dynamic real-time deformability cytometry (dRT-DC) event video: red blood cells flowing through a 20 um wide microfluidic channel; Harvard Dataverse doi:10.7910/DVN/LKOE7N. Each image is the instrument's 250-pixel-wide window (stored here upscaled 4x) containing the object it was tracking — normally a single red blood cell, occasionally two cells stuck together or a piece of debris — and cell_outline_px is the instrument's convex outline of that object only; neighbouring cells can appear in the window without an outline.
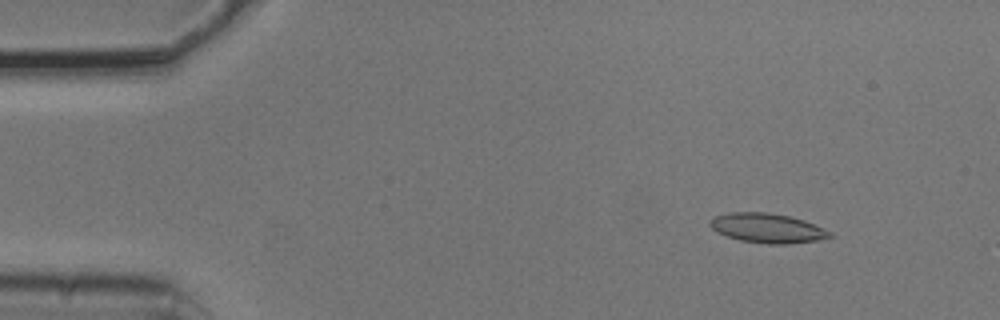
{"species": "common noctule bat (a hibernating species)", "species_latin": "Nyctalus noctula", "temperature_condition": "cold", "stored_images_in_passage": 7, "camera_frame_rate_fps": 3000, "um_per_image_px": 0.085, "animal": {"sex": "male", "body_mass_g": 20.5, "forearm_length_mm": 52.5}, "frame": {"image": 1, "passage_image": 2, "time_ms": 0.333, "image_size_px": [1000, 320], "cell_outline_px": [[836, 236], [816, 240], [788, 244], [768, 244], [740, 240], [716, 232], [708, 224], [708, 220], [716, 216], [732, 212], [768, 212], [788, 216], [804, 220], [832, 232]], "centroid_in_image_um": [65.22, 19.39], "position_along_channel_um": 19.8, "area_um2": 20.58}}
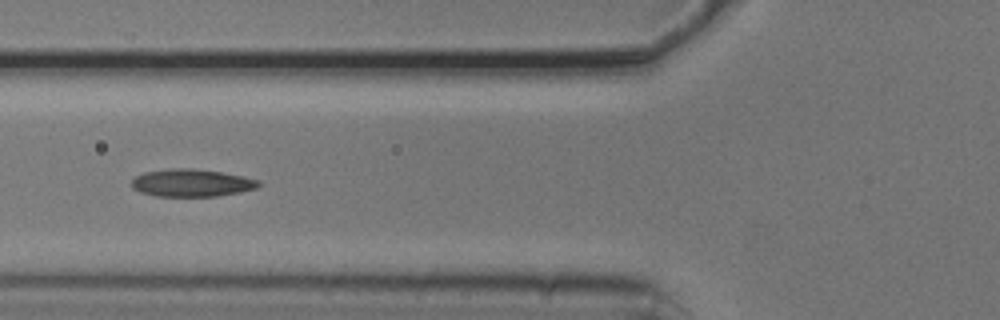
{"frame": {"image": 2, "passage_image": 6, "time_ms": 1.667, "image_size_px": [1000, 320], "cell_outline_px": [[260, 184], [256, 188], [240, 192], [216, 196], [156, 196], [140, 192], [132, 188], [132, 180], [136, 176], [144, 172], [172, 168], [192, 168], [220, 172], [244, 176], [260, 180]], "centroid_in_image_um": [16.28, 15.54], "position_along_channel_um": 109.5, "area_um2": 20.35}}
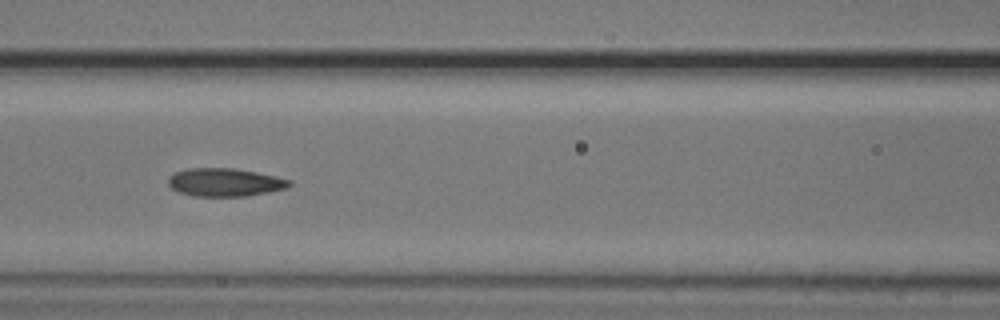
{"frame": {"image": 3, "passage_image": 7, "time_ms": 2.0, "image_size_px": [1000, 320], "cell_outline_px": [[292, 184], [284, 188], [268, 192], [248, 196], [192, 196], [176, 192], [168, 184], [168, 176], [176, 172], [188, 168], [236, 168], [276, 176], [292, 180]], "centroid_in_image_um": [19.09, 15.49], "position_along_channel_um": 147.5, "area_um2": 20.0}}